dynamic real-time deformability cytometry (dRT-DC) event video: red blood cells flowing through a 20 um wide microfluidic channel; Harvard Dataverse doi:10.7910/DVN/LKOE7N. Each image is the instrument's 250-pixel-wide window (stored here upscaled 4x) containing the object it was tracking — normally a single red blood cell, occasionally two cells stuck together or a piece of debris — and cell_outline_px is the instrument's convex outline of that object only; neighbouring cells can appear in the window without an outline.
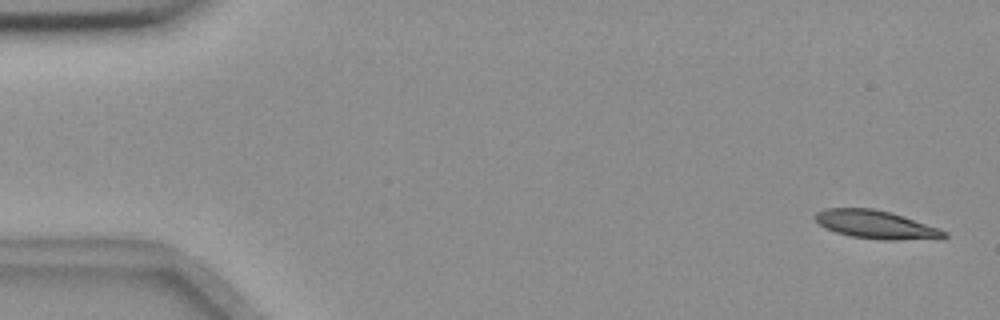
{"species": "common noctule bat (a hibernating species)", "species_latin": "Nyctalus noctula", "temperature_condition": "room temperature", "stored_images_in_passage": 4, "camera_frame_rate_fps": 3000, "um_per_image_px": 0.085, "animal": {"sex": "female", "body_mass_g": 18.4}, "frame": {"image": 1, "passage_image": 1, "time_ms": 0.0, "image_size_px": [1000, 320], "cell_outline_px": [[948, 236], [896, 240], [884, 240], [848, 236], [824, 228], [816, 220], [816, 212], [828, 208], [872, 208], [892, 212], [940, 228], [948, 232]], "centroid_in_image_um": [74.43, 19.08], "position_along_channel_um": 10.6, "area_um2": 21.04}}
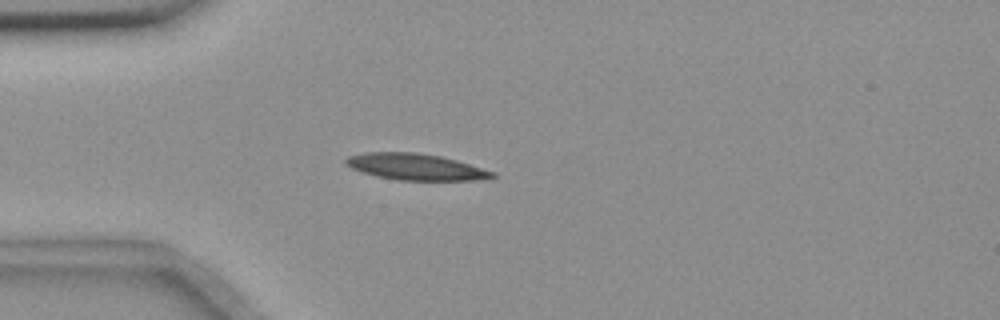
{"frame": {"image": 2, "passage_image": 4, "time_ms": 4.333, "image_size_px": [1000, 320], "cell_outline_px": [[496, 176], [488, 180], [396, 180], [376, 176], [352, 168], [344, 164], [344, 160], [348, 156], [364, 152], [416, 152], [440, 156], [456, 160], [496, 172]], "centroid_in_image_um": [35.35, 14.18], "position_along_channel_um": 49.6, "area_um2": 22.66}}